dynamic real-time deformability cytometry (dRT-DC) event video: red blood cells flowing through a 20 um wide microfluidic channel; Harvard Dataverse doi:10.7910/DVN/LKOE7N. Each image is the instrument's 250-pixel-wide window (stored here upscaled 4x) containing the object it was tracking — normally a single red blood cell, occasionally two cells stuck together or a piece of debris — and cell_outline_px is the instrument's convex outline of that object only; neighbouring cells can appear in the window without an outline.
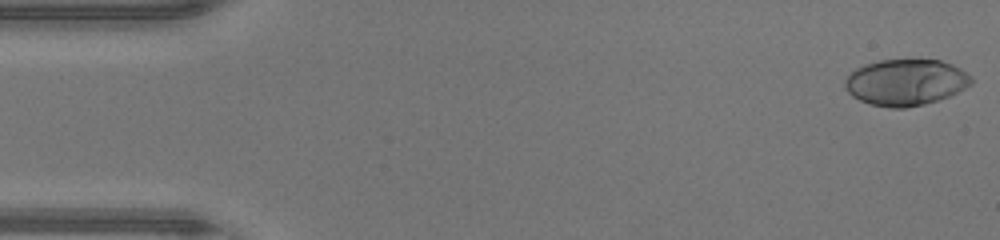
{"species": "human", "species_latin": "Homo sapiens", "temperature_condition": "warm", "stored_images_in_passage": 47, "camera_frame_rate_fps": 3000, "um_per_image_px": 0.085, "donor": {"sex": "male"}, "frame": {"image": 1, "passage_image": 1, "time_ms": 0.0, "image_size_px": [1000, 240], "cell_outline_px": [[972, 84], [948, 96], [924, 104], [904, 108], [892, 108], [868, 104], [852, 96], [844, 88], [844, 80], [856, 68], [864, 64], [880, 60], [940, 60], [952, 64], [960, 68], [972, 76]], "centroid_in_image_um": [76.97, 7.0], "position_along_channel_um": 8.0, "area_um2": 34.04}}
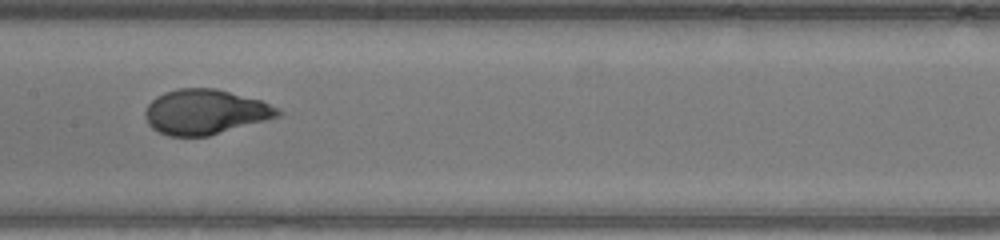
{"frame": {"image": 2, "passage_image": 23, "time_ms": 7.333, "image_size_px": [1000, 240], "cell_outline_px": [[284, 112], [280, 116], [268, 120], [208, 136], [168, 136], [152, 128], [148, 124], [144, 116], [144, 112], [148, 104], [156, 96], [164, 92], [176, 88], [216, 88], [260, 100], [280, 108]], "centroid_in_image_um": [17.45, 9.51], "position_along_channel_um": 189.9, "area_um2": 35.03}}
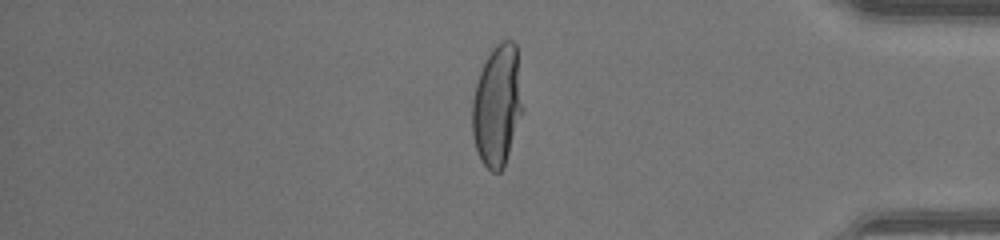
{"frame": {"image": 3, "passage_image": 39, "time_ms": 12.667, "image_size_px": [1000, 240], "cell_outline_px": [[524, 112], [504, 168], [500, 172], [492, 172], [480, 160], [472, 136], [472, 100], [476, 84], [480, 72], [492, 48], [500, 40], [512, 40], [516, 44], [524, 108]], "centroid_in_image_um": [42.29, 8.99], "position_along_channel_um": 392.9, "area_um2": 36.3}, "authors_computed_cell_mechanics": {"area_um2": 35.0268, "velocity_mm_per_s": 4.3941, "shape_relaxation_time_tau1_ms": 4.3392, "shape_relaxation_time_tau2_ms": null, "deformation_change_tau1": 0.2747, "deformation_change_tau2": null}}